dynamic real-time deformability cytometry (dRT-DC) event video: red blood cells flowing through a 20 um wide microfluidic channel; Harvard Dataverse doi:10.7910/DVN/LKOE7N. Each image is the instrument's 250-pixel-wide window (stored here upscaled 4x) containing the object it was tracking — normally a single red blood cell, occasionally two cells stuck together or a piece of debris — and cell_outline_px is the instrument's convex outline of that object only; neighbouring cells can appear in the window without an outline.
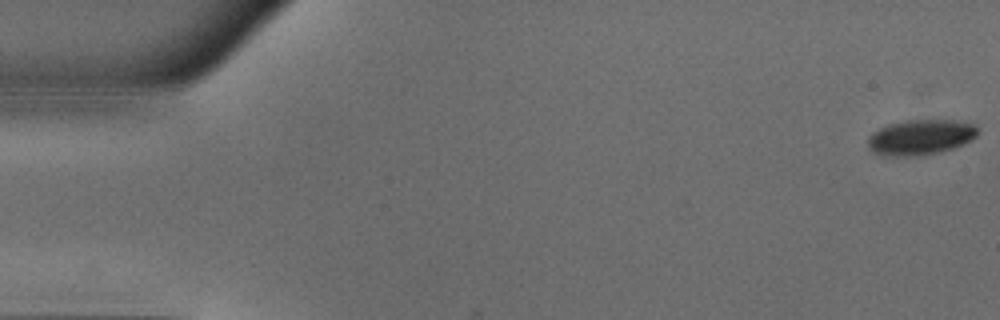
{"species": "common noctule bat (a hibernating species)", "species_latin": "Nyctalus noctula", "temperature_condition": "warm", "stored_images_in_passage": 51, "camera_frame_rate_fps": 3000, "um_per_image_px": 0.085, "animal": {"sex": "male", "body_mass_g": 18.8}, "frame": {"image": 1, "passage_image": 1, "time_ms": 0.0, "image_size_px": [1000, 320], "cell_outline_px": [[976, 136], [964, 144], [940, 152], [916, 156], [884, 156], [872, 152], [868, 148], [868, 136], [872, 132], [888, 124], [908, 120], [952, 120], [976, 124]], "centroid_in_image_um": [78.2, 11.67], "position_along_channel_um": 6.8, "area_um2": 22.66}}
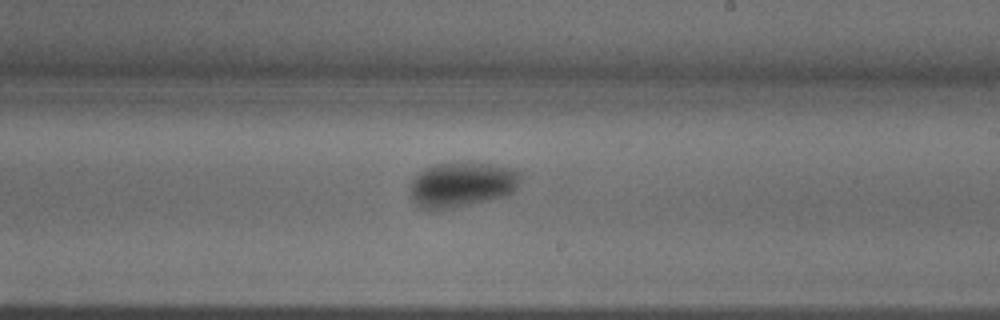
{"frame": {"image": 2, "passage_image": 30, "time_ms": 9.667, "image_size_px": [1000, 320], "cell_outline_px": [[524, 176], [516, 188], [508, 196], [452, 208], [416, 208], [408, 192], [412, 180], [416, 172], [424, 168], [436, 164], [492, 164], [516, 168]], "centroid_in_image_um": [39.26, 15.69], "position_along_channel_um": 249.7, "area_um2": 29.25}}
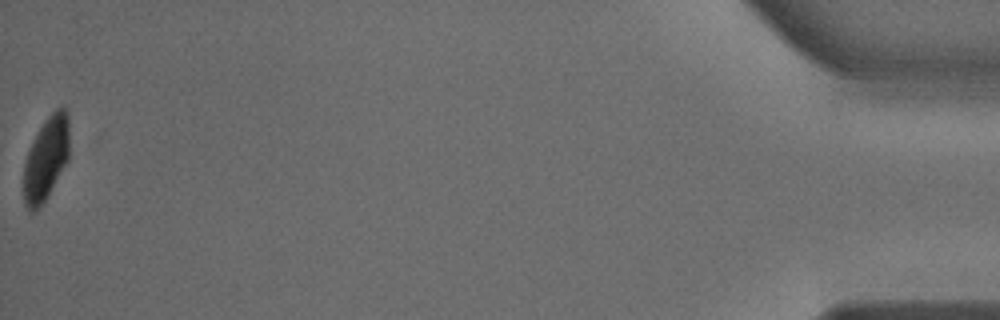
{"frame": {"image": 3, "passage_image": 51, "time_ms": 16.667, "image_size_px": [1000, 320], "cell_outline_px": [[68, 160], [44, 200], [36, 212], [28, 212], [24, 204], [24, 164], [28, 152], [44, 120], [56, 108], [64, 108], [68, 112]], "centroid_in_image_um": [3.91, 13.5], "position_along_channel_um": 431.3, "area_um2": 21.79}, "authors_computed_cell_mechanics": {"area_um2": 26.877, "velocity_mm_per_s": 3.9999, "shape_relaxation_time_tau1_ms": 2.3591, "shape_relaxation_time_tau2_ms": null, "deformation_change_tau1": 0.1195, "deformation_change_tau2": null}}